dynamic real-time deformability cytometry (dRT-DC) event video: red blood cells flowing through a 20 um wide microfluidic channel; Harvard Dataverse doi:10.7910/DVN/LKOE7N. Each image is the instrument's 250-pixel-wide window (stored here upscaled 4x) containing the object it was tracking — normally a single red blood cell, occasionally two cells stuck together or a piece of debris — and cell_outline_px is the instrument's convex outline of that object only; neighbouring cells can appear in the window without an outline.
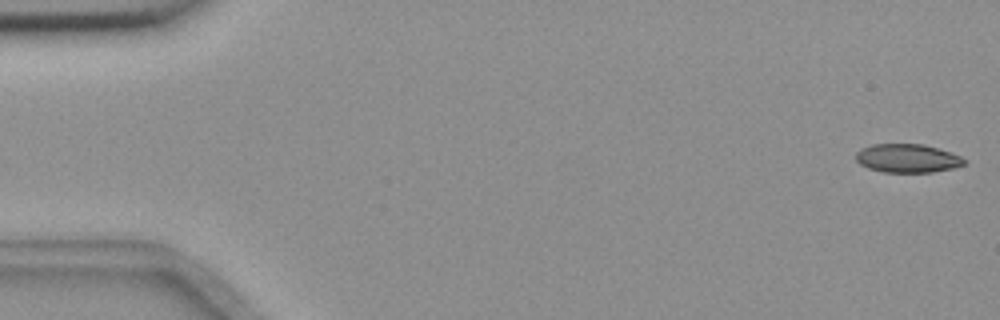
{"species": "common noctule bat (a hibernating species)", "species_latin": "Nyctalus noctula", "temperature_condition": "room temperature", "stored_images_in_passage": 5, "camera_frame_rate_fps": 3000, "um_per_image_px": 0.085, "animal": {"sex": "female", "body_mass_g": 18.4}, "frame": {"image": 1, "passage_image": 1, "time_ms": 0.0, "image_size_px": [1000, 320], "cell_outline_px": [[968, 160], [964, 164], [952, 168], [932, 172], [884, 172], [868, 168], [860, 164], [856, 160], [856, 152], [860, 148], [872, 144], [920, 144], [936, 148], [960, 156]], "centroid_in_image_um": [77.09, 13.45], "position_along_channel_um": 7.9, "area_um2": 17.92}}
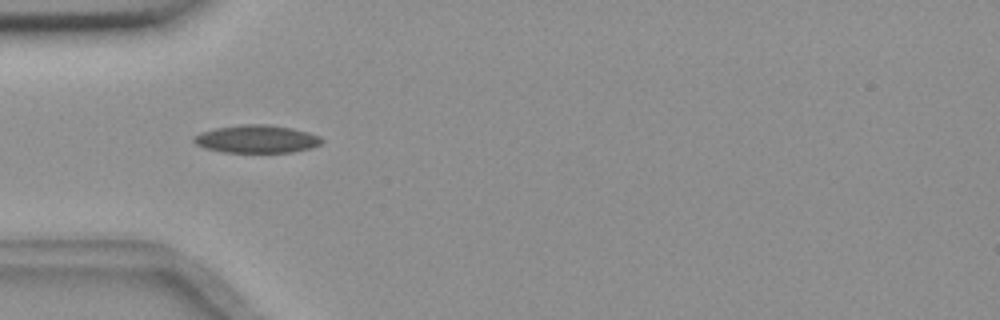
{"frame": {"image": 2, "passage_image": 4, "time_ms": 1.0, "image_size_px": [1000, 320], "cell_outline_px": [[324, 140], [320, 144], [308, 148], [292, 152], [224, 152], [204, 148], [196, 144], [192, 140], [192, 136], [200, 132], [216, 128], [240, 124], [268, 124], [292, 128], [308, 132], [320, 136]], "centroid_in_image_um": [21.78, 11.81], "position_along_channel_um": 63.2, "area_um2": 20.81}}